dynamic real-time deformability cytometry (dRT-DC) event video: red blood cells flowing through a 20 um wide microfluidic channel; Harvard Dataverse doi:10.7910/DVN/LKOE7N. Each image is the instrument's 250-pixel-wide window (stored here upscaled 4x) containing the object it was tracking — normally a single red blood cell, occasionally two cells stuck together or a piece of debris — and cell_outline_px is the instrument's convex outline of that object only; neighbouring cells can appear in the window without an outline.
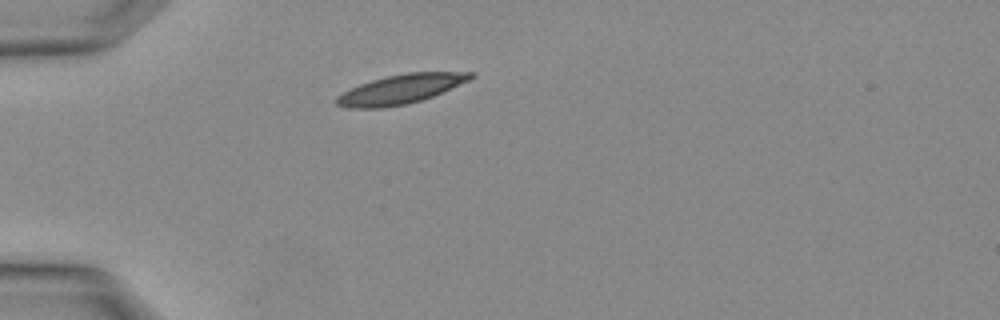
{"species": "Egyptian fruit bat (a non-hibernating species)", "species_latin": "Rousettus aegyptiacus", "temperature_condition": "warm", "stored_images_in_passage": 1, "camera_frame_rate_fps": 3000, "um_per_image_px": 0.085, "animal": {"sex": "female"}, "frame": {"image": 1, "passage_image": 1, "time_ms": 0.0, "image_size_px": [1000, 320], "cell_outline_px": [[476, 76], [468, 80], [432, 96], [408, 104], [380, 108], [348, 108], [336, 104], [336, 96], [360, 84], [372, 80], [388, 76], [408, 72], [476, 72]], "centroid_in_image_um": [34.05, 7.58], "position_along_channel_um": 50.9, "area_um2": 22.54}}